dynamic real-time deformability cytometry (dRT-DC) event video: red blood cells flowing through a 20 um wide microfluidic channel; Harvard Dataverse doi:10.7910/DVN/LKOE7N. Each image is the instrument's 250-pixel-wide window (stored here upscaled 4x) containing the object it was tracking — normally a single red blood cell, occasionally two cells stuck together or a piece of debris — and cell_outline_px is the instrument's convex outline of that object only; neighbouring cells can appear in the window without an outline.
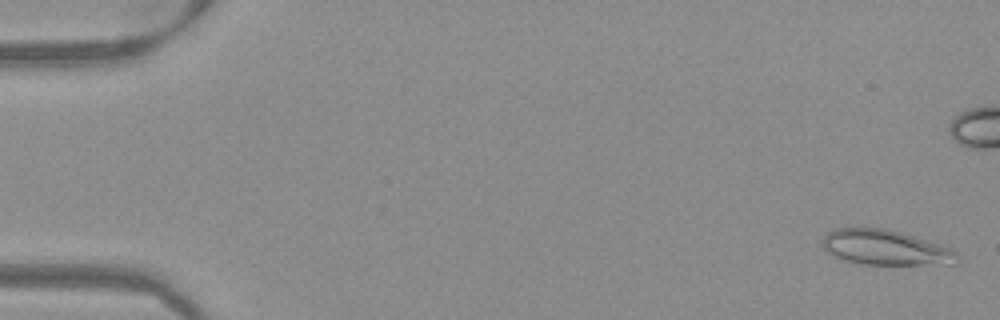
{"species": "Egyptian fruit bat (a non-hibernating species)", "species_latin": "Rousettus aegyptiacus", "temperature_condition": "warm", "stored_images_in_passage": 53, "camera_frame_rate_fps": 3000, "um_per_image_px": 0.085, "frame": {"image": 1, "passage_image": 2, "time_ms": 0.333, "image_size_px": [1000, 320], "cell_outline_px": [[960, 256], [952, 264], [864, 264], [844, 260], [828, 252], [824, 248], [824, 236], [828, 232], [836, 228], [884, 228], [900, 232], [948, 248], [956, 252]], "centroid_in_image_um": [75.23, 21.04], "position_along_channel_um": 9.8, "area_um2": 26.82}}
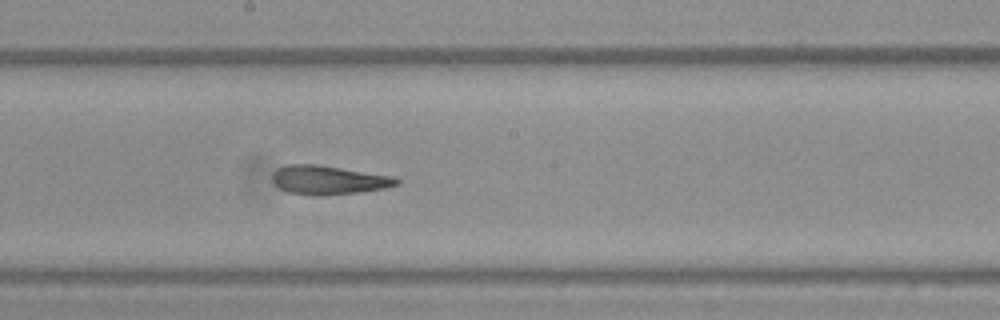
{"frame": {"image": 2, "passage_image": 29, "time_ms": 9.333, "image_size_px": [1000, 320], "cell_outline_px": [[400, 184], [384, 188], [360, 192], [320, 196], [312, 196], [288, 192], [280, 188], [272, 180], [272, 172], [276, 168], [288, 164], [316, 164], [392, 176], [400, 180]], "centroid_in_image_um": [27.89, 15.3], "position_along_channel_um": 220.3, "area_um2": 20.98}}
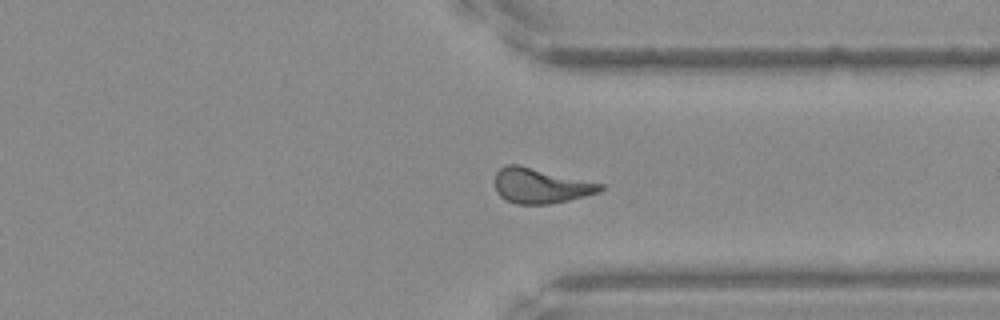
{"frame": {"image": 3, "passage_image": 40, "time_ms": 13.0, "image_size_px": [1000, 320], "cell_outline_px": [[604, 188], [600, 192], [568, 200], [548, 204], [516, 204], [504, 200], [496, 192], [496, 172], [504, 164], [520, 164], [604, 184]], "centroid_in_image_um": [45.94, 15.78], "position_along_channel_um": 365.5, "area_um2": 21.73}}